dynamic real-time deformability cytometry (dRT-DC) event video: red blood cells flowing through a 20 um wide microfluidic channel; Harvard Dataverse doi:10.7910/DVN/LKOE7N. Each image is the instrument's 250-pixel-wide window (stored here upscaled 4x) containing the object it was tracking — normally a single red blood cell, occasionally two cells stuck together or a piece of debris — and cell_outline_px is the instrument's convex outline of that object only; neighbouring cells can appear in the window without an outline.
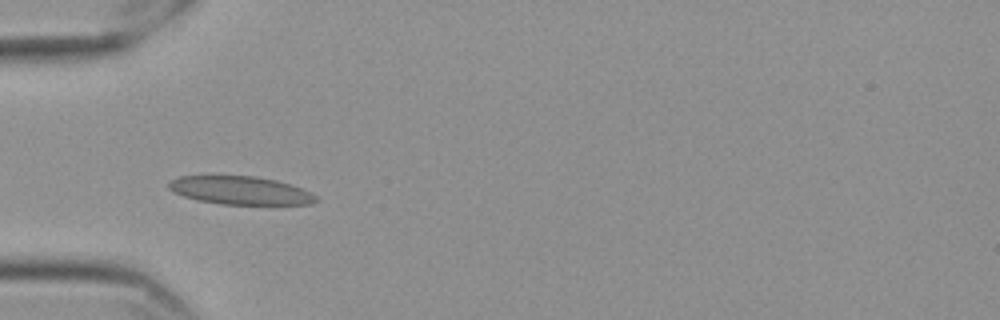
{"species": "Egyptian fruit bat (a non-hibernating species)", "species_latin": "Rousettus aegyptiacus", "temperature_condition": "cold", "stored_images_in_passage": 40, "camera_frame_rate_fps": 3000, "um_per_image_px": 0.085, "frame": {"image": 1, "passage_image": 1, "time_ms": 0.0, "image_size_px": [1000, 320], "cell_outline_px": [[320, 200], [312, 204], [220, 204], [196, 200], [172, 192], [168, 188], [168, 184], [172, 180], [180, 176], [256, 176], [276, 180], [300, 188], [316, 196]], "centroid_in_image_um": [20.4, 16.19], "position_along_channel_um": 64.6, "area_um2": 24.04}}
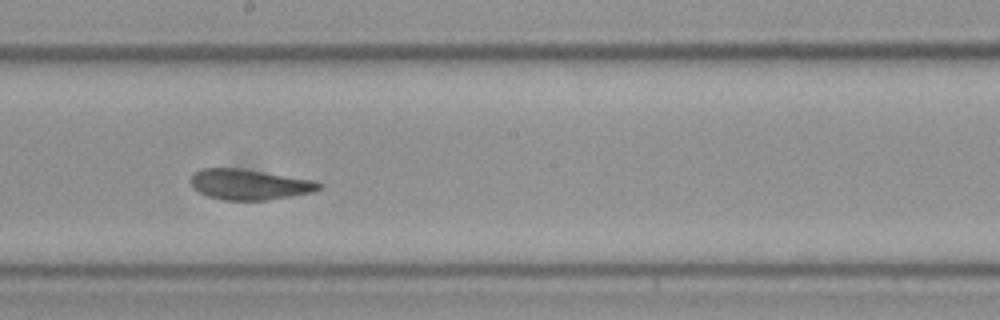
{"frame": {"image": 2, "passage_image": 15, "time_ms": 4.667, "image_size_px": [1000, 320], "cell_outline_px": [[324, 184], [320, 188], [312, 192], [292, 196], [268, 200], [220, 200], [208, 196], [192, 188], [192, 172], [200, 168], [236, 168], [312, 180]], "centroid_in_image_um": [21.16, 15.69], "position_along_channel_um": 227.0, "area_um2": 22.6}}
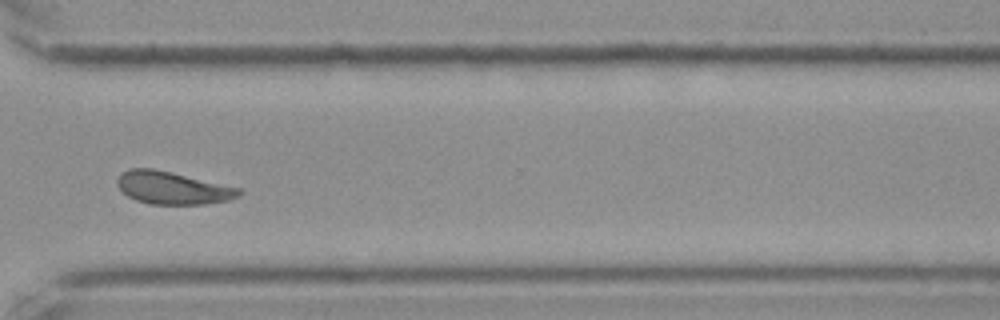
{"frame": {"image": 3, "passage_image": 26, "time_ms": 8.333, "image_size_px": [1000, 320], "cell_outline_px": [[244, 192], [240, 196], [228, 200], [204, 204], [148, 204], [136, 200], [128, 196], [116, 184], [116, 180], [120, 172], [128, 168], [152, 168], [172, 172], [240, 188]], "centroid_in_image_um": [14.65, 15.96], "position_along_channel_um": 355.9, "area_um2": 23.24}, "authors_computed_cell_mechanics": {"area_um2": 23.0333, "velocity_mm_per_s": 3.5184, "shape_relaxation_time_tau1_ms": null, "shape_relaxation_time_tau2_ms": 1.8763, "deformation_change_tau1": null, "deformation_change_tau2": 0.0499}}